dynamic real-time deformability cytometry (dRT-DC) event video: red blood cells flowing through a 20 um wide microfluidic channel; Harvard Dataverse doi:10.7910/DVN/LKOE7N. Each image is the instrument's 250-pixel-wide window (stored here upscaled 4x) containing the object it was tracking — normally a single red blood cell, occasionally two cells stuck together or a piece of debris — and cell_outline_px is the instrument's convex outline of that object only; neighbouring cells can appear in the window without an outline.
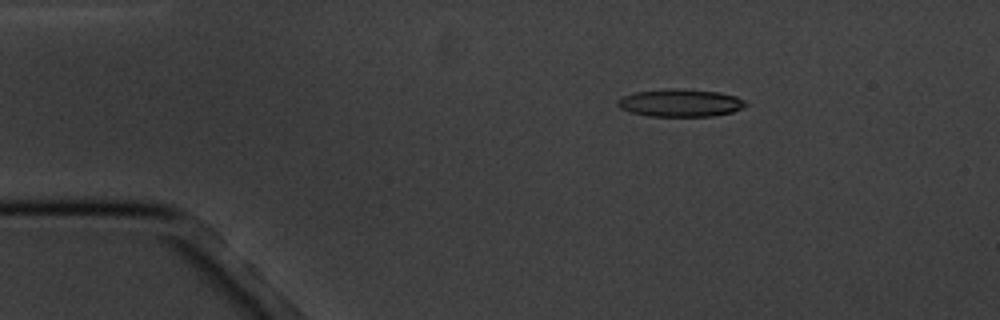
{"species": "common noctule bat (a hibernating species)", "species_latin": "Nyctalus noctula", "temperature_condition": "cold", "stored_images_in_passage": 5, "camera_frame_rate_fps": 3000, "um_per_image_px": 0.085, "animal": {"sex": "male", "body_mass_g": 20.1, "forearm_length_mm": 53.5}, "frame": {"image": 1, "passage_image": 3, "time_ms": 2.333, "image_size_px": [1000, 320], "cell_outline_px": [[748, 104], [732, 112], [712, 116], [648, 116], [632, 112], [620, 108], [616, 104], [616, 100], [624, 96], [636, 92], [672, 88], [684, 88], [720, 92], [736, 96], [744, 100]], "centroid_in_image_um": [57.83, 8.73], "position_along_channel_um": 27.2, "area_um2": 20.63}}